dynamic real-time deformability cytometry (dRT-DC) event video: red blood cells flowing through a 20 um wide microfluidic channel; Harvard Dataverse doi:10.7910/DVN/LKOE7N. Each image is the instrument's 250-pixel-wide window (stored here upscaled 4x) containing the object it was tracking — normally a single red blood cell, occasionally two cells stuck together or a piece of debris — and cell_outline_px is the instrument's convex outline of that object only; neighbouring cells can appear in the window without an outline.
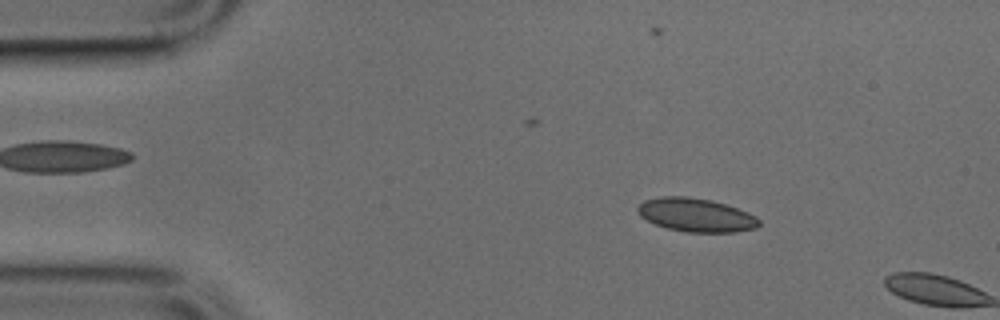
{"species": "common noctule bat (a hibernating species)", "species_latin": "Nyctalus noctula", "temperature_condition": "cold", "stored_images_in_passage": 4, "camera_frame_rate_fps": 3000, "um_per_image_px": 0.085, "animal": {"sex": "male", "body_mass_g": 17.9, "forearm_length_mm": 54.2}, "frame": {"image": 1, "passage_image": 3, "time_ms": 0.667, "image_size_px": [1000, 320], "cell_outline_px": [[760, 224], [756, 228], [736, 232], [688, 232], [668, 228], [656, 224], [640, 216], [636, 208], [644, 200], [660, 196], [688, 196], [712, 200], [748, 212], [756, 216], [760, 220]], "centroid_in_image_um": [59.17, 18.27], "position_along_channel_um": 25.8, "area_um2": 23.7}}